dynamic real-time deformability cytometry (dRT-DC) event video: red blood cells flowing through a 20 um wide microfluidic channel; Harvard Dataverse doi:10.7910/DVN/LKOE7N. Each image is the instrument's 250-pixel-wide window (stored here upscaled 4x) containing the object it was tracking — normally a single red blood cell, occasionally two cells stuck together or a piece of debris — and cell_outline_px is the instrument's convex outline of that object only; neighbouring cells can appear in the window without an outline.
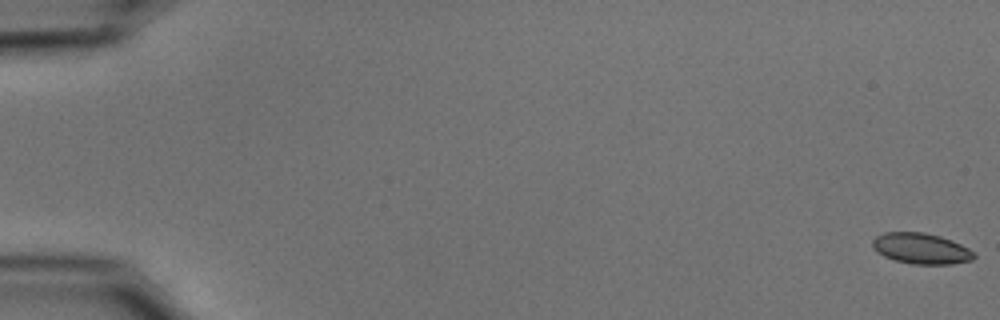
{"species": "common noctule bat (a hibernating species)", "species_latin": "Nyctalus noctula", "temperature_condition": "cold", "stored_images_in_passage": 55, "camera_frame_rate_fps": 3000, "um_per_image_px": 0.085, "animal": {"sex": "male", "body_mass_g": 15.6}, "frame": {"image": 1, "passage_image": 1, "time_ms": 0.0, "image_size_px": [1000, 320], "cell_outline_px": [[976, 256], [972, 260], [952, 264], [912, 264], [896, 260], [884, 256], [876, 252], [872, 244], [872, 240], [876, 236], [884, 232], [924, 232], [940, 236], [952, 240], [968, 248]], "centroid_in_image_um": [78.28, 21.12], "position_along_channel_um": 6.7, "area_um2": 18.21}}
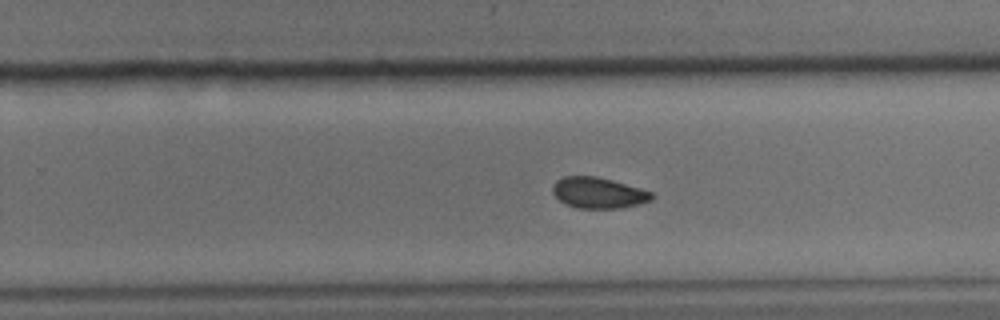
{"frame": {"image": 2, "passage_image": 36, "time_ms": 11.667, "image_size_px": [1000, 320], "cell_outline_px": [[652, 200], [620, 208], [576, 208], [564, 204], [552, 192], [552, 184], [556, 180], [564, 176], [596, 176], [612, 180], [640, 188], [652, 192]], "centroid_in_image_um": [50.81, 16.38], "position_along_channel_um": 279.0, "area_um2": 17.8}}
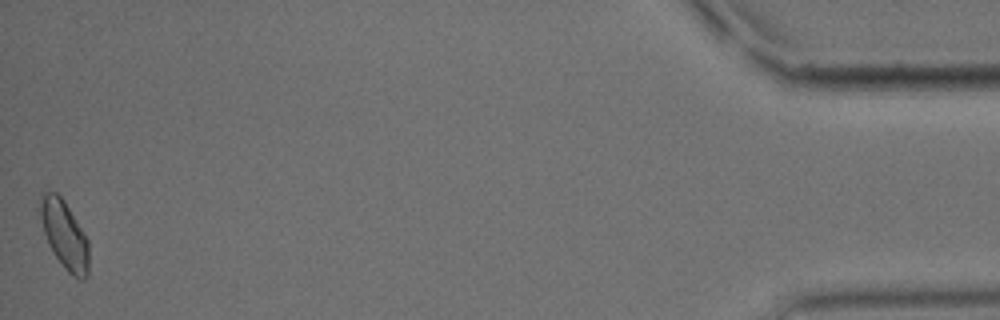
{"frame": {"image": 3, "passage_image": 55, "time_ms": 18.0, "image_size_px": [1000, 320], "cell_outline_px": [[88, 276], [84, 280], [80, 280], [72, 276], [64, 268], [48, 244], [36, 208], [40, 192], [56, 192], [64, 200], [88, 240]], "centroid_in_image_um": [5.42, 19.91], "position_along_channel_um": 429.8, "area_um2": 19.65}, "authors_computed_cell_mechanics": {"area_um2": 18.3804, "velocity_mm_per_s": 3.7294, "shape_relaxation_time_tau1_ms": 3.9652, "shape_relaxation_time_tau2_ms": 6.2847, "deformation_change_tau1": 0.0783, "deformation_change_tau2": 0.0824}}